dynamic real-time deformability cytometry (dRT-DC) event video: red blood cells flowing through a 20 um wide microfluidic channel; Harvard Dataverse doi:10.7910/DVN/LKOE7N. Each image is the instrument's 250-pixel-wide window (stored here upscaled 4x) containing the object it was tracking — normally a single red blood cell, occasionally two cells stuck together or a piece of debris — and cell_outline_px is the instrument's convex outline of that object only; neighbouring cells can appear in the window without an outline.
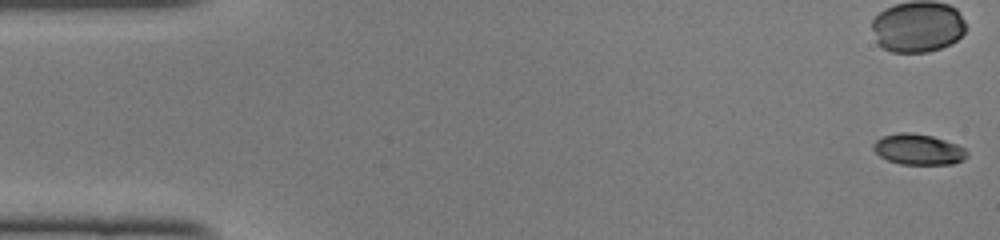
{"species": "common noctule bat (a hibernating species)", "species_latin": "Nyctalus noctula", "temperature_condition": "cold", "stored_images_in_passage": 40, "camera_frame_rate_fps": 3000, "um_per_image_px": 0.085, "animal": {"sex": "female", "body_mass_g": 22.0, "forearm_length_mm": 56.7}, "frame": {"image": 1, "passage_image": 1, "time_ms": 0.0, "image_size_px": [1000, 240], "cell_outline_px": [[968, 156], [964, 160], [952, 164], [900, 164], [888, 160], [880, 156], [872, 148], [872, 144], [876, 140], [884, 136], [900, 132], [912, 132], [932, 136], [956, 144], [964, 148], [968, 152]], "centroid_in_image_um": [78.07, 12.7], "position_along_channel_um": 6.9, "area_um2": 16.76}}